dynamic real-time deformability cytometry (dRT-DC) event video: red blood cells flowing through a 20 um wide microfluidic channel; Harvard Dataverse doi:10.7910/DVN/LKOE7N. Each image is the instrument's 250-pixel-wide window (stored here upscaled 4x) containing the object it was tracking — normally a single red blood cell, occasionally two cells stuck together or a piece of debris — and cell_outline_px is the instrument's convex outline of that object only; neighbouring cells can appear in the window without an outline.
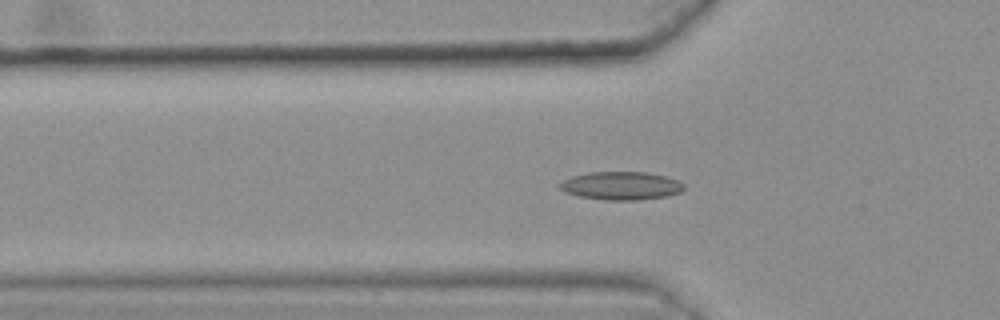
{"species": "common noctule bat (a hibernating species)", "species_latin": "Nyctalus noctula", "temperature_condition": "warm", "stored_images_in_passage": 34, "camera_frame_rate_fps": 3000, "um_per_image_px": 0.085, "animal": {"sex": "female", "body_mass_g": 25.1}, "frame": {"image": 1, "passage_image": 5, "time_ms": 1.333, "image_size_px": [1000, 320], "cell_outline_px": [[684, 188], [680, 192], [668, 196], [636, 200], [604, 200], [580, 196], [564, 192], [556, 188], [556, 184], [572, 176], [588, 172], [648, 172], [680, 180], [684, 184]], "centroid_in_image_um": [52.76, 15.78], "position_along_channel_um": 73.0, "area_um2": 20.63}}
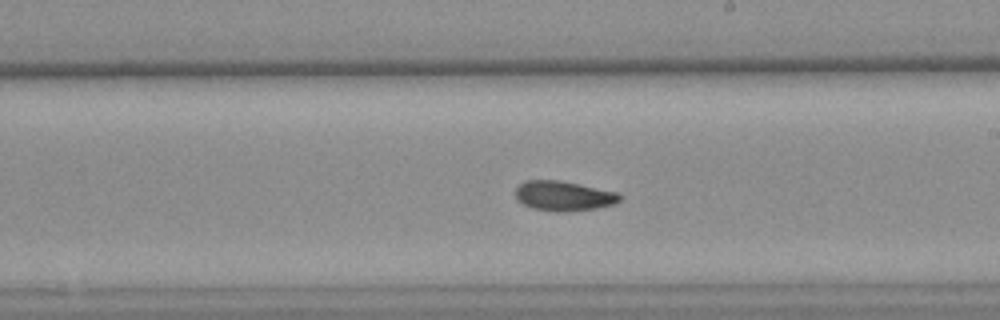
{"frame": {"image": 2, "passage_image": 19, "time_ms": 6.0, "image_size_px": [1000, 320], "cell_outline_px": [[620, 200], [612, 204], [596, 208], [564, 212], [556, 212], [532, 208], [516, 200], [516, 188], [524, 180], [560, 180], [620, 192]], "centroid_in_image_um": [47.9, 16.64], "position_along_channel_um": 241.1, "area_um2": 18.21}}
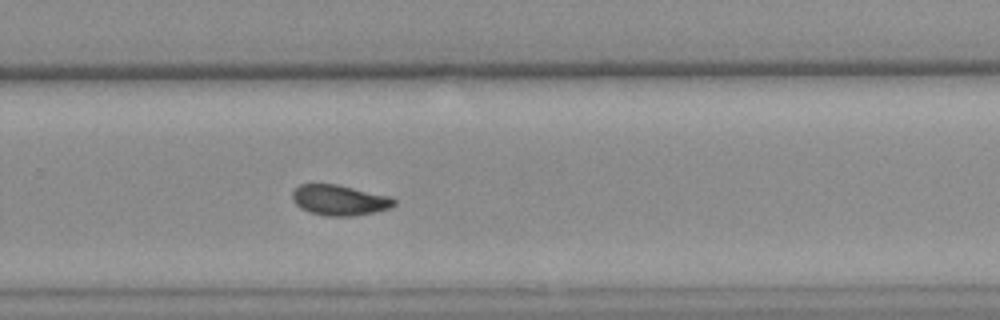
{"frame": {"image": 3, "passage_image": 24, "time_ms": 7.667, "image_size_px": [1000, 320], "cell_outline_px": [[396, 204], [392, 208], [376, 212], [352, 216], [328, 216], [308, 212], [300, 208], [292, 200], [292, 192], [300, 184], [336, 184], [392, 196], [396, 200]], "centroid_in_image_um": [28.89, 17.01], "position_along_channel_um": 300.9, "area_um2": 18.32}, "authors_computed_cell_mechanics": {"area_um2": 18.2359, "velocity_mm_per_s": 3.5969, "shape_relaxation_time_tau1_ms": null, "shape_relaxation_time_tau2_ms": 3.3529, "deformation_change_tau1": null, "deformation_change_tau2": 0.0831}}